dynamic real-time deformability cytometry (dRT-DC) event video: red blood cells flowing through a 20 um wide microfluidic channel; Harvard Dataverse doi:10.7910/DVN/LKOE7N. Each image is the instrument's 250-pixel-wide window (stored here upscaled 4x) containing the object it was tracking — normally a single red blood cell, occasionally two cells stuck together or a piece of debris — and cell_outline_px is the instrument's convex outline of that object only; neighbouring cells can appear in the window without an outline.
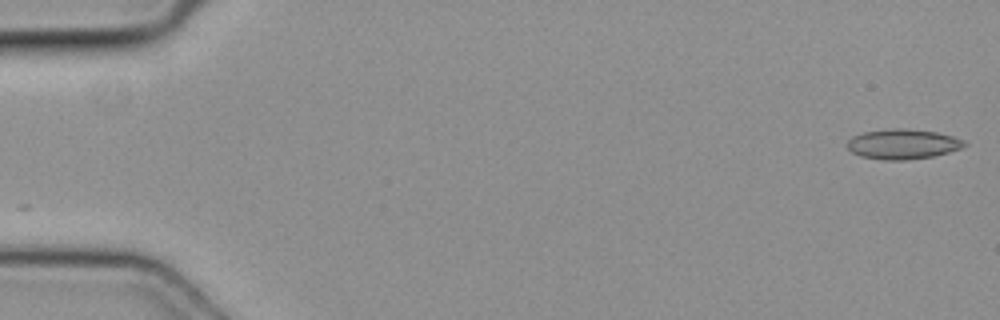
{"species": "common noctule bat (a hibernating species)", "species_latin": "Nyctalus noctula", "temperature_condition": "cold", "stored_images_in_passage": 45, "camera_frame_rate_fps": 3000, "um_per_image_px": 0.085, "animal": {"sex": "female", "body_mass_g": 19.3, "forearm_length_mm": 54.1}, "frame": {"image": 1, "passage_image": 1, "time_ms": 0.0, "image_size_px": [1000, 320], "cell_outline_px": [[968, 144], [960, 148], [948, 152], [932, 156], [904, 160], [884, 160], [860, 156], [852, 152], [844, 144], [852, 136], [864, 132], [892, 128], [904, 128], [936, 132], [952, 136], [964, 140]], "centroid_in_image_um": [76.7, 12.24], "position_along_channel_um": 8.3, "area_um2": 20.46}}
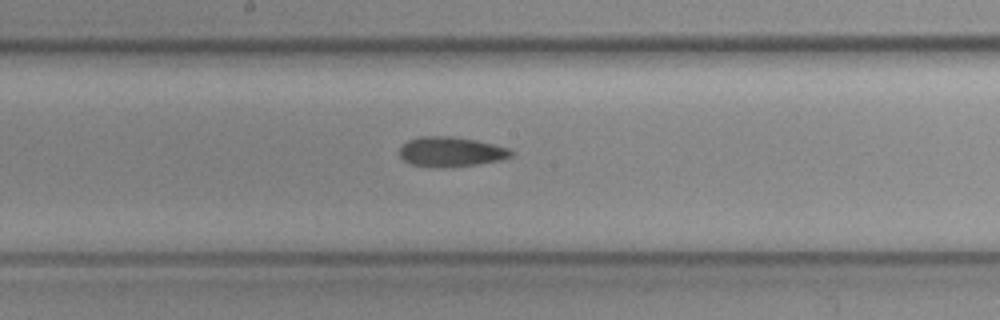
{"frame": {"image": 2, "passage_image": 26, "time_ms": 8.333, "image_size_px": [1000, 320], "cell_outline_px": [[516, 152], [512, 156], [504, 160], [476, 164], [444, 168], [440, 168], [412, 164], [404, 160], [400, 156], [400, 148], [408, 140], [420, 136], [452, 136], [476, 140], [508, 148]], "centroid_in_image_um": [38.37, 12.9], "position_along_channel_um": 209.8, "area_um2": 19.48}}
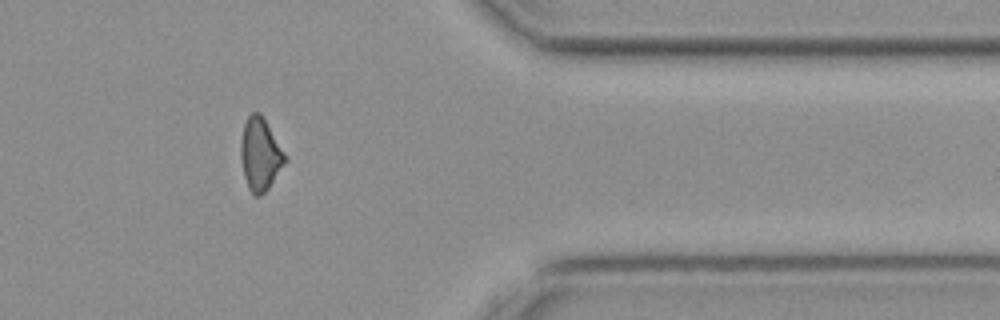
{"frame": {"image": 3, "passage_image": 40, "time_ms": 13.0, "image_size_px": [1000, 320], "cell_outline_px": [[288, 160], [268, 188], [260, 196], [252, 196], [248, 188], [244, 176], [240, 156], [240, 144], [244, 124], [248, 116], [252, 112], [260, 112], [284, 152]], "centroid_in_image_um": [22.1, 13.14], "position_along_channel_um": 389.3, "area_um2": 18.67}}